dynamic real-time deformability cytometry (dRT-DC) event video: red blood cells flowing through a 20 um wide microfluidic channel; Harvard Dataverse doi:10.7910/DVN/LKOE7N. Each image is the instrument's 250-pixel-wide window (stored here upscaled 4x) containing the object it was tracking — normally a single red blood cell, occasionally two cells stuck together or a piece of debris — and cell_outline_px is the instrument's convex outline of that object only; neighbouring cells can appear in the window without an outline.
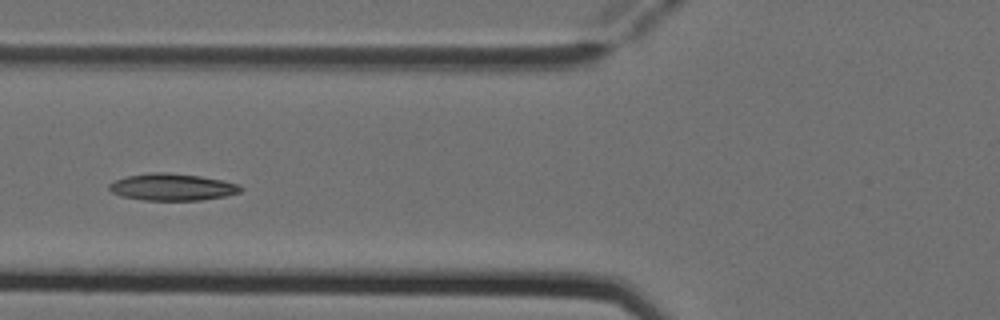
{"species": "Egyptian fruit bat (a non-hibernating species)", "species_latin": "Rousettus aegyptiacus", "temperature_condition": "cold", "stored_images_in_passage": 6, "camera_frame_rate_fps": 3000, "um_per_image_px": 0.085, "animal": {"sex": "female"}, "frame": {"image": 1, "passage_image": 3, "time_ms": 0.667, "image_size_px": [1000, 320], "cell_outline_px": [[244, 188], [240, 192], [224, 196], [200, 200], [144, 200], [120, 196], [112, 192], [108, 188], [108, 184], [116, 180], [128, 176], [148, 172], [168, 172], [200, 176], [240, 184]], "centroid_in_image_um": [14.63, 15.89], "position_along_channel_um": 111.2, "area_um2": 20.63}}
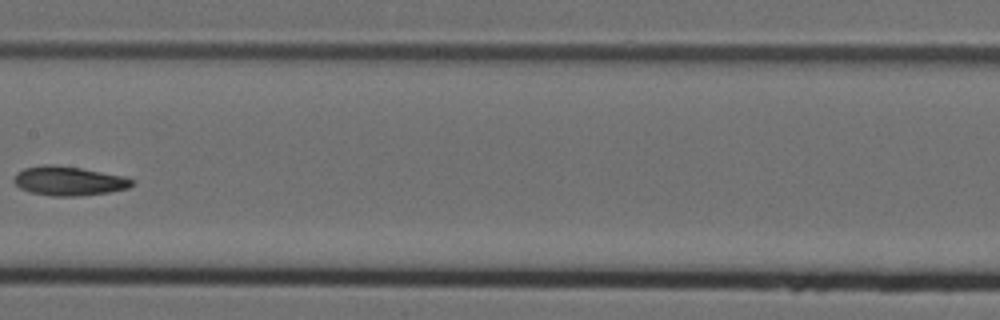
{"frame": {"image": 2, "passage_image": 5, "time_ms": 1.333, "image_size_px": [1000, 320], "cell_outline_px": [[136, 180], [128, 188], [108, 192], [80, 196], [52, 196], [28, 192], [20, 188], [12, 180], [16, 172], [24, 168], [44, 164], [52, 164], [80, 168], [124, 176]], "centroid_in_image_um": [5.81, 15.38], "position_along_channel_um": 201.6, "area_um2": 20.17}}
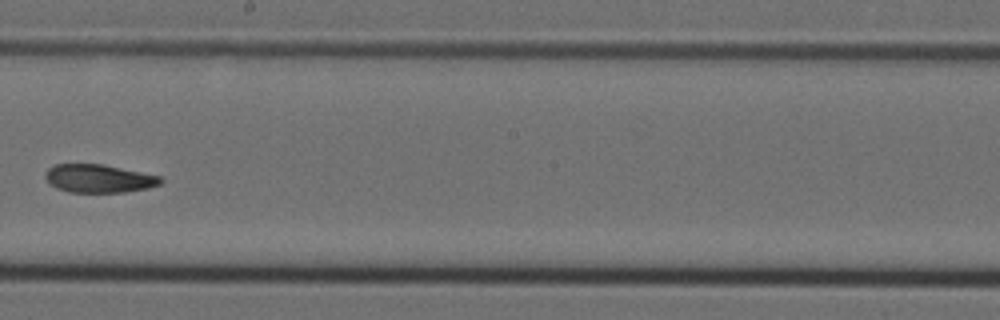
{"frame": {"image": 3, "passage_image": 6, "time_ms": 1.667, "image_size_px": [1000, 320], "cell_outline_px": [[164, 180], [160, 184], [148, 188], [124, 192], [68, 192], [56, 188], [44, 176], [48, 168], [56, 164], [104, 164], [160, 176]], "centroid_in_image_um": [8.41, 15.17], "position_along_channel_um": 239.8, "area_um2": 18.9}}